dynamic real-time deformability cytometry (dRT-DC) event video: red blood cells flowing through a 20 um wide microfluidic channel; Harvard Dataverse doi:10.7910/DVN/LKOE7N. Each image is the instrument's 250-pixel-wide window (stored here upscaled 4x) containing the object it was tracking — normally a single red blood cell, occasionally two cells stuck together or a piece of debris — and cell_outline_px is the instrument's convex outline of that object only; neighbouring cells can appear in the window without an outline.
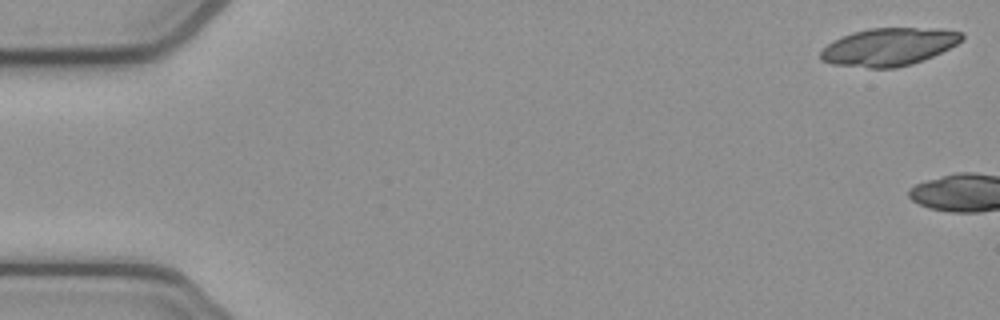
{"species": "common noctule bat (a hibernating species)", "species_latin": "Nyctalus noctula", "temperature_condition": "cold", "stored_images_in_passage": 4, "camera_frame_rate_fps": 3000, "um_per_image_px": 0.085, "animal": {"sex": "female", "body_mass_g": 21.9}, "frame": {"image": 1, "passage_image": 1, "time_ms": 0.0, "image_size_px": [1000, 320], "cell_outline_px": [[964, 36], [956, 44], [932, 56], [912, 64], [896, 68], [868, 68], [832, 64], [820, 60], [820, 52], [832, 40], [840, 36], [852, 32], [868, 28], [936, 28], [964, 32]], "centroid_in_image_um": [75.51, 3.98], "position_along_channel_um": 9.5, "area_um2": 31.15}}